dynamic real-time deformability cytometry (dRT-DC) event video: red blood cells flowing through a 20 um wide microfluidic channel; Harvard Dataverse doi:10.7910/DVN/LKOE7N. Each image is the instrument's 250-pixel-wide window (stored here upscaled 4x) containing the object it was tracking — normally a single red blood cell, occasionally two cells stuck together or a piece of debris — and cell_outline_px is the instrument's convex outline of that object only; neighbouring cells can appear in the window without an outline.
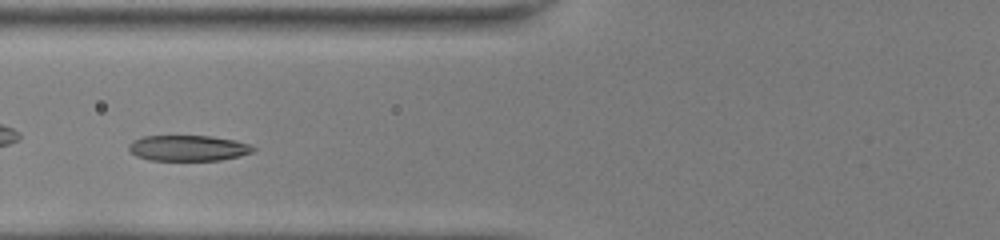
{"species": "common noctule bat (a hibernating species)", "species_latin": "Nyctalus noctula", "temperature_condition": "room temperature", "stored_images_in_passage": 38, "camera_frame_rate_fps": 3000, "um_per_image_px": 0.085, "animal": {"sex": "female", "body_mass_g": 22.0, "forearm_length_mm": 56.7}, "frame": {"image": 1, "passage_image": 9, "time_ms": 2.667, "image_size_px": [1000, 240], "cell_outline_px": [[256, 152], [240, 156], [220, 160], [148, 160], [136, 156], [128, 152], [128, 144], [132, 140], [144, 136], [212, 136], [236, 140], [248, 144], [256, 148]], "centroid_in_image_um": [15.98, 12.59], "position_along_channel_um": 109.8, "area_um2": 18.9}}
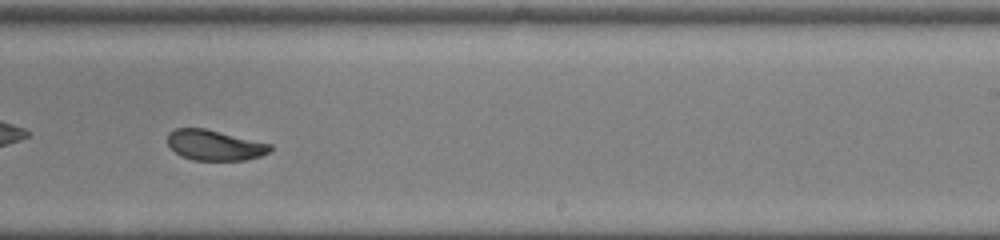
{"frame": {"image": 2, "passage_image": 21, "time_ms": 6.667, "image_size_px": [1000, 240], "cell_outline_px": [[272, 148], [268, 152], [260, 156], [244, 160], [192, 160], [180, 156], [168, 144], [168, 132], [176, 128], [204, 128], [272, 144]], "centroid_in_image_um": [18.23, 12.34], "position_along_channel_um": 270.8, "area_um2": 18.09}}
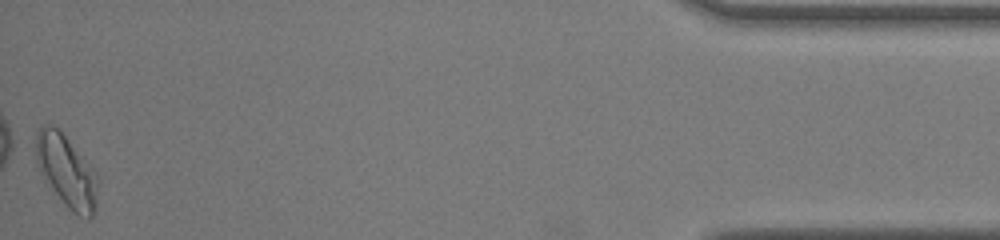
{"frame": {"image": 3, "passage_image": 38, "time_ms": 12.333, "image_size_px": [1000, 240], "cell_outline_px": [[100, 180], [96, 208], [92, 216], [88, 220], [72, 212], [64, 204], [40, 172], [36, 164], [36, 132], [40, 128], [48, 124], [52, 124], [64, 136], [96, 172]], "centroid_in_image_um": [5.69, 14.6], "position_along_channel_um": 429.5, "area_um2": 25.89}, "authors_computed_cell_mechanics": {"area_um2": 18.9873, "velocity_mm_per_s": 4.036, "shape_relaxation_time_tau1_ms": 3.3751, "shape_relaxation_time_tau2_ms": 1.1518, "deformation_change_tau1": 0.1357, "deformation_change_tau2": 0.064}}